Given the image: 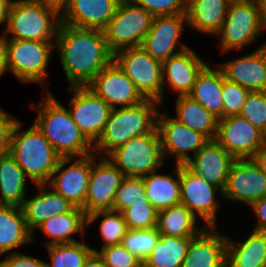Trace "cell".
<instances>
[{
	"instance_id": "41",
	"label": "cell",
	"mask_w": 266,
	"mask_h": 267,
	"mask_svg": "<svg viewBox=\"0 0 266 267\" xmlns=\"http://www.w3.org/2000/svg\"><path fill=\"white\" fill-rule=\"evenodd\" d=\"M239 115L266 135V91H250Z\"/></svg>"
},
{
	"instance_id": "20",
	"label": "cell",
	"mask_w": 266,
	"mask_h": 267,
	"mask_svg": "<svg viewBox=\"0 0 266 267\" xmlns=\"http://www.w3.org/2000/svg\"><path fill=\"white\" fill-rule=\"evenodd\" d=\"M234 160L216 139H209L185 166L223 192Z\"/></svg>"
},
{
	"instance_id": "12",
	"label": "cell",
	"mask_w": 266,
	"mask_h": 267,
	"mask_svg": "<svg viewBox=\"0 0 266 267\" xmlns=\"http://www.w3.org/2000/svg\"><path fill=\"white\" fill-rule=\"evenodd\" d=\"M215 139L234 159H253L266 146V135L240 115L220 118Z\"/></svg>"
},
{
	"instance_id": "19",
	"label": "cell",
	"mask_w": 266,
	"mask_h": 267,
	"mask_svg": "<svg viewBox=\"0 0 266 267\" xmlns=\"http://www.w3.org/2000/svg\"><path fill=\"white\" fill-rule=\"evenodd\" d=\"M184 23L187 24L186 14L154 17L141 46L153 59L161 63L167 61L171 56L189 48L186 44L179 42L182 31L185 29ZM177 44H180V50L174 51Z\"/></svg>"
},
{
	"instance_id": "32",
	"label": "cell",
	"mask_w": 266,
	"mask_h": 267,
	"mask_svg": "<svg viewBox=\"0 0 266 267\" xmlns=\"http://www.w3.org/2000/svg\"><path fill=\"white\" fill-rule=\"evenodd\" d=\"M176 119L185 126L198 131L208 139H215L218 133L219 118L206 110L200 103L189 95L177 96Z\"/></svg>"
},
{
	"instance_id": "53",
	"label": "cell",
	"mask_w": 266,
	"mask_h": 267,
	"mask_svg": "<svg viewBox=\"0 0 266 267\" xmlns=\"http://www.w3.org/2000/svg\"><path fill=\"white\" fill-rule=\"evenodd\" d=\"M260 19L264 29H266V0H257Z\"/></svg>"
},
{
	"instance_id": "9",
	"label": "cell",
	"mask_w": 266,
	"mask_h": 267,
	"mask_svg": "<svg viewBox=\"0 0 266 267\" xmlns=\"http://www.w3.org/2000/svg\"><path fill=\"white\" fill-rule=\"evenodd\" d=\"M113 60L132 80L144 98L163 103L162 63L153 59L142 46L119 50Z\"/></svg>"
},
{
	"instance_id": "39",
	"label": "cell",
	"mask_w": 266,
	"mask_h": 267,
	"mask_svg": "<svg viewBox=\"0 0 266 267\" xmlns=\"http://www.w3.org/2000/svg\"><path fill=\"white\" fill-rule=\"evenodd\" d=\"M134 203H149L141 177H124L116 191L114 211L122 212Z\"/></svg>"
},
{
	"instance_id": "42",
	"label": "cell",
	"mask_w": 266,
	"mask_h": 267,
	"mask_svg": "<svg viewBox=\"0 0 266 267\" xmlns=\"http://www.w3.org/2000/svg\"><path fill=\"white\" fill-rule=\"evenodd\" d=\"M249 92L247 88L225 78L222 87L223 118L239 115Z\"/></svg>"
},
{
	"instance_id": "37",
	"label": "cell",
	"mask_w": 266,
	"mask_h": 267,
	"mask_svg": "<svg viewBox=\"0 0 266 267\" xmlns=\"http://www.w3.org/2000/svg\"><path fill=\"white\" fill-rule=\"evenodd\" d=\"M102 216L100 222V233L105 244L102 247L110 245H119L126 234L128 227L122 212L114 210L97 211L87 215V227L98 220Z\"/></svg>"
},
{
	"instance_id": "46",
	"label": "cell",
	"mask_w": 266,
	"mask_h": 267,
	"mask_svg": "<svg viewBox=\"0 0 266 267\" xmlns=\"http://www.w3.org/2000/svg\"><path fill=\"white\" fill-rule=\"evenodd\" d=\"M0 267H48V263L13 251L4 260H1Z\"/></svg>"
},
{
	"instance_id": "31",
	"label": "cell",
	"mask_w": 266,
	"mask_h": 267,
	"mask_svg": "<svg viewBox=\"0 0 266 267\" xmlns=\"http://www.w3.org/2000/svg\"><path fill=\"white\" fill-rule=\"evenodd\" d=\"M87 226V216L84 210L74 207L71 211L58 214L38 226L51 241L46 242V246L52 244L74 243L77 242L71 236L77 232L82 236L85 234Z\"/></svg>"
},
{
	"instance_id": "17",
	"label": "cell",
	"mask_w": 266,
	"mask_h": 267,
	"mask_svg": "<svg viewBox=\"0 0 266 267\" xmlns=\"http://www.w3.org/2000/svg\"><path fill=\"white\" fill-rule=\"evenodd\" d=\"M98 97L111 108L133 106L145 98L135 88L132 80L112 60L87 85Z\"/></svg>"
},
{
	"instance_id": "25",
	"label": "cell",
	"mask_w": 266,
	"mask_h": 267,
	"mask_svg": "<svg viewBox=\"0 0 266 267\" xmlns=\"http://www.w3.org/2000/svg\"><path fill=\"white\" fill-rule=\"evenodd\" d=\"M35 186L40 193L30 199L26 198L21 206L27 226L32 233L45 220L74 208L55 190L48 191L45 188L47 184H35Z\"/></svg>"
},
{
	"instance_id": "4",
	"label": "cell",
	"mask_w": 266,
	"mask_h": 267,
	"mask_svg": "<svg viewBox=\"0 0 266 267\" xmlns=\"http://www.w3.org/2000/svg\"><path fill=\"white\" fill-rule=\"evenodd\" d=\"M21 123L18 121L13 128L9 154L27 178L35 184H47L61 156L34 123L29 130L20 132Z\"/></svg>"
},
{
	"instance_id": "24",
	"label": "cell",
	"mask_w": 266,
	"mask_h": 267,
	"mask_svg": "<svg viewBox=\"0 0 266 267\" xmlns=\"http://www.w3.org/2000/svg\"><path fill=\"white\" fill-rule=\"evenodd\" d=\"M120 0H70L61 22L75 27L104 30Z\"/></svg>"
},
{
	"instance_id": "26",
	"label": "cell",
	"mask_w": 266,
	"mask_h": 267,
	"mask_svg": "<svg viewBox=\"0 0 266 267\" xmlns=\"http://www.w3.org/2000/svg\"><path fill=\"white\" fill-rule=\"evenodd\" d=\"M225 76L221 68L207 64L198 73L189 96L216 117L223 118L222 87Z\"/></svg>"
},
{
	"instance_id": "3",
	"label": "cell",
	"mask_w": 266,
	"mask_h": 267,
	"mask_svg": "<svg viewBox=\"0 0 266 267\" xmlns=\"http://www.w3.org/2000/svg\"><path fill=\"white\" fill-rule=\"evenodd\" d=\"M160 102L145 98L127 107L112 108L102 135L93 145L96 155L107 157L135 136L153 133L157 129V106Z\"/></svg>"
},
{
	"instance_id": "2",
	"label": "cell",
	"mask_w": 266,
	"mask_h": 267,
	"mask_svg": "<svg viewBox=\"0 0 266 267\" xmlns=\"http://www.w3.org/2000/svg\"><path fill=\"white\" fill-rule=\"evenodd\" d=\"M38 107L34 124L61 157H82L92 153L93 145L81 133L68 109L50 92H46ZM36 106V107H35ZM38 108V109H37Z\"/></svg>"
},
{
	"instance_id": "7",
	"label": "cell",
	"mask_w": 266,
	"mask_h": 267,
	"mask_svg": "<svg viewBox=\"0 0 266 267\" xmlns=\"http://www.w3.org/2000/svg\"><path fill=\"white\" fill-rule=\"evenodd\" d=\"M154 16L132 0H120L115 14L103 30L108 49L115 52L141 46Z\"/></svg>"
},
{
	"instance_id": "21",
	"label": "cell",
	"mask_w": 266,
	"mask_h": 267,
	"mask_svg": "<svg viewBox=\"0 0 266 267\" xmlns=\"http://www.w3.org/2000/svg\"><path fill=\"white\" fill-rule=\"evenodd\" d=\"M217 65L227 80L249 91H266V43L252 53Z\"/></svg>"
},
{
	"instance_id": "51",
	"label": "cell",
	"mask_w": 266,
	"mask_h": 267,
	"mask_svg": "<svg viewBox=\"0 0 266 267\" xmlns=\"http://www.w3.org/2000/svg\"><path fill=\"white\" fill-rule=\"evenodd\" d=\"M13 0H0V24L8 22L9 10Z\"/></svg>"
},
{
	"instance_id": "13",
	"label": "cell",
	"mask_w": 266,
	"mask_h": 267,
	"mask_svg": "<svg viewBox=\"0 0 266 267\" xmlns=\"http://www.w3.org/2000/svg\"><path fill=\"white\" fill-rule=\"evenodd\" d=\"M71 161L73 163L67 166L66 164ZM91 169L92 154L79 157L77 160L75 157H61L47 186L61 194L74 207L83 208Z\"/></svg>"
},
{
	"instance_id": "6",
	"label": "cell",
	"mask_w": 266,
	"mask_h": 267,
	"mask_svg": "<svg viewBox=\"0 0 266 267\" xmlns=\"http://www.w3.org/2000/svg\"><path fill=\"white\" fill-rule=\"evenodd\" d=\"M107 158L124 177H144L164 164V154L158 130L135 136L112 151Z\"/></svg>"
},
{
	"instance_id": "15",
	"label": "cell",
	"mask_w": 266,
	"mask_h": 267,
	"mask_svg": "<svg viewBox=\"0 0 266 267\" xmlns=\"http://www.w3.org/2000/svg\"><path fill=\"white\" fill-rule=\"evenodd\" d=\"M180 203L204 220L205 227H216V211L218 200L215 193L219 188L209 184L203 177L190 171L185 165H180Z\"/></svg>"
},
{
	"instance_id": "14",
	"label": "cell",
	"mask_w": 266,
	"mask_h": 267,
	"mask_svg": "<svg viewBox=\"0 0 266 267\" xmlns=\"http://www.w3.org/2000/svg\"><path fill=\"white\" fill-rule=\"evenodd\" d=\"M96 156L92 153L88 192L82 208L86 216L97 211L113 210L116 191L124 178L123 173L107 157H101L96 162Z\"/></svg>"
},
{
	"instance_id": "27",
	"label": "cell",
	"mask_w": 266,
	"mask_h": 267,
	"mask_svg": "<svg viewBox=\"0 0 266 267\" xmlns=\"http://www.w3.org/2000/svg\"><path fill=\"white\" fill-rule=\"evenodd\" d=\"M232 0H187V24L205 34H215L226 18Z\"/></svg>"
},
{
	"instance_id": "47",
	"label": "cell",
	"mask_w": 266,
	"mask_h": 267,
	"mask_svg": "<svg viewBox=\"0 0 266 267\" xmlns=\"http://www.w3.org/2000/svg\"><path fill=\"white\" fill-rule=\"evenodd\" d=\"M251 209L257 217L258 223L254 230L266 233V197L256 201Z\"/></svg>"
},
{
	"instance_id": "1",
	"label": "cell",
	"mask_w": 266,
	"mask_h": 267,
	"mask_svg": "<svg viewBox=\"0 0 266 267\" xmlns=\"http://www.w3.org/2000/svg\"><path fill=\"white\" fill-rule=\"evenodd\" d=\"M54 41L70 87L86 86L113 60L102 30L60 22Z\"/></svg>"
},
{
	"instance_id": "50",
	"label": "cell",
	"mask_w": 266,
	"mask_h": 267,
	"mask_svg": "<svg viewBox=\"0 0 266 267\" xmlns=\"http://www.w3.org/2000/svg\"><path fill=\"white\" fill-rule=\"evenodd\" d=\"M82 267H106L103 259L97 252H92Z\"/></svg>"
},
{
	"instance_id": "34",
	"label": "cell",
	"mask_w": 266,
	"mask_h": 267,
	"mask_svg": "<svg viewBox=\"0 0 266 267\" xmlns=\"http://www.w3.org/2000/svg\"><path fill=\"white\" fill-rule=\"evenodd\" d=\"M197 217L182 203L158 211L157 229L161 235L193 238L205 226L196 227Z\"/></svg>"
},
{
	"instance_id": "11",
	"label": "cell",
	"mask_w": 266,
	"mask_h": 267,
	"mask_svg": "<svg viewBox=\"0 0 266 267\" xmlns=\"http://www.w3.org/2000/svg\"><path fill=\"white\" fill-rule=\"evenodd\" d=\"M69 112L86 139L94 145L102 135L112 108L87 86H69Z\"/></svg>"
},
{
	"instance_id": "30",
	"label": "cell",
	"mask_w": 266,
	"mask_h": 267,
	"mask_svg": "<svg viewBox=\"0 0 266 267\" xmlns=\"http://www.w3.org/2000/svg\"><path fill=\"white\" fill-rule=\"evenodd\" d=\"M152 172L142 177L145 195L149 203L157 210L169 208L172 205L180 203V165L176 164L174 174L177 179L172 177V174L162 175Z\"/></svg>"
},
{
	"instance_id": "5",
	"label": "cell",
	"mask_w": 266,
	"mask_h": 267,
	"mask_svg": "<svg viewBox=\"0 0 266 267\" xmlns=\"http://www.w3.org/2000/svg\"><path fill=\"white\" fill-rule=\"evenodd\" d=\"M54 22V23H53ZM61 16L35 0L13 1L4 35L13 39L52 42L56 40Z\"/></svg>"
},
{
	"instance_id": "29",
	"label": "cell",
	"mask_w": 266,
	"mask_h": 267,
	"mask_svg": "<svg viewBox=\"0 0 266 267\" xmlns=\"http://www.w3.org/2000/svg\"><path fill=\"white\" fill-rule=\"evenodd\" d=\"M266 233L253 230L242 243L227 237L226 267H265Z\"/></svg>"
},
{
	"instance_id": "40",
	"label": "cell",
	"mask_w": 266,
	"mask_h": 267,
	"mask_svg": "<svg viewBox=\"0 0 266 267\" xmlns=\"http://www.w3.org/2000/svg\"><path fill=\"white\" fill-rule=\"evenodd\" d=\"M128 229L147 230L157 227L158 211L150 203H134L122 211Z\"/></svg>"
},
{
	"instance_id": "18",
	"label": "cell",
	"mask_w": 266,
	"mask_h": 267,
	"mask_svg": "<svg viewBox=\"0 0 266 267\" xmlns=\"http://www.w3.org/2000/svg\"><path fill=\"white\" fill-rule=\"evenodd\" d=\"M157 130L160 135L164 157L176 156L177 165H185L191 156L189 151H193V156L209 140L202 133L195 131L184 124L178 122L166 113L157 114Z\"/></svg>"
},
{
	"instance_id": "44",
	"label": "cell",
	"mask_w": 266,
	"mask_h": 267,
	"mask_svg": "<svg viewBox=\"0 0 266 267\" xmlns=\"http://www.w3.org/2000/svg\"><path fill=\"white\" fill-rule=\"evenodd\" d=\"M154 17L186 14L187 0H132Z\"/></svg>"
},
{
	"instance_id": "45",
	"label": "cell",
	"mask_w": 266,
	"mask_h": 267,
	"mask_svg": "<svg viewBox=\"0 0 266 267\" xmlns=\"http://www.w3.org/2000/svg\"><path fill=\"white\" fill-rule=\"evenodd\" d=\"M18 122L16 118L11 117L5 110L0 107V153H9L11 136L15 124Z\"/></svg>"
},
{
	"instance_id": "52",
	"label": "cell",
	"mask_w": 266,
	"mask_h": 267,
	"mask_svg": "<svg viewBox=\"0 0 266 267\" xmlns=\"http://www.w3.org/2000/svg\"><path fill=\"white\" fill-rule=\"evenodd\" d=\"M266 176V146L253 158Z\"/></svg>"
},
{
	"instance_id": "23",
	"label": "cell",
	"mask_w": 266,
	"mask_h": 267,
	"mask_svg": "<svg viewBox=\"0 0 266 267\" xmlns=\"http://www.w3.org/2000/svg\"><path fill=\"white\" fill-rule=\"evenodd\" d=\"M205 65L206 63L191 48L164 61L162 63L163 98L165 82L176 94H179L178 96L189 95L198 73Z\"/></svg>"
},
{
	"instance_id": "28",
	"label": "cell",
	"mask_w": 266,
	"mask_h": 267,
	"mask_svg": "<svg viewBox=\"0 0 266 267\" xmlns=\"http://www.w3.org/2000/svg\"><path fill=\"white\" fill-rule=\"evenodd\" d=\"M21 207L0 204V256L35 241Z\"/></svg>"
},
{
	"instance_id": "48",
	"label": "cell",
	"mask_w": 266,
	"mask_h": 267,
	"mask_svg": "<svg viewBox=\"0 0 266 267\" xmlns=\"http://www.w3.org/2000/svg\"><path fill=\"white\" fill-rule=\"evenodd\" d=\"M46 7L52 8L55 10L60 16L64 13V11L68 8L70 0H35Z\"/></svg>"
},
{
	"instance_id": "43",
	"label": "cell",
	"mask_w": 266,
	"mask_h": 267,
	"mask_svg": "<svg viewBox=\"0 0 266 267\" xmlns=\"http://www.w3.org/2000/svg\"><path fill=\"white\" fill-rule=\"evenodd\" d=\"M93 251L101 256L106 267H143V262L122 244L102 247L100 252Z\"/></svg>"
},
{
	"instance_id": "8",
	"label": "cell",
	"mask_w": 266,
	"mask_h": 267,
	"mask_svg": "<svg viewBox=\"0 0 266 267\" xmlns=\"http://www.w3.org/2000/svg\"><path fill=\"white\" fill-rule=\"evenodd\" d=\"M7 38L6 70L22 82L44 85L54 42Z\"/></svg>"
},
{
	"instance_id": "35",
	"label": "cell",
	"mask_w": 266,
	"mask_h": 267,
	"mask_svg": "<svg viewBox=\"0 0 266 267\" xmlns=\"http://www.w3.org/2000/svg\"><path fill=\"white\" fill-rule=\"evenodd\" d=\"M191 239L161 235L143 267H182Z\"/></svg>"
},
{
	"instance_id": "22",
	"label": "cell",
	"mask_w": 266,
	"mask_h": 267,
	"mask_svg": "<svg viewBox=\"0 0 266 267\" xmlns=\"http://www.w3.org/2000/svg\"><path fill=\"white\" fill-rule=\"evenodd\" d=\"M215 228L205 227L190 240L182 267H226L227 236Z\"/></svg>"
},
{
	"instance_id": "33",
	"label": "cell",
	"mask_w": 266,
	"mask_h": 267,
	"mask_svg": "<svg viewBox=\"0 0 266 267\" xmlns=\"http://www.w3.org/2000/svg\"><path fill=\"white\" fill-rule=\"evenodd\" d=\"M26 180L24 171L15 159L5 153L0 156V204L21 207L26 199Z\"/></svg>"
},
{
	"instance_id": "49",
	"label": "cell",
	"mask_w": 266,
	"mask_h": 267,
	"mask_svg": "<svg viewBox=\"0 0 266 267\" xmlns=\"http://www.w3.org/2000/svg\"><path fill=\"white\" fill-rule=\"evenodd\" d=\"M7 38L4 34L0 37V77L6 73Z\"/></svg>"
},
{
	"instance_id": "36",
	"label": "cell",
	"mask_w": 266,
	"mask_h": 267,
	"mask_svg": "<svg viewBox=\"0 0 266 267\" xmlns=\"http://www.w3.org/2000/svg\"><path fill=\"white\" fill-rule=\"evenodd\" d=\"M51 259L48 267H82L93 252L84 242L52 244L46 246Z\"/></svg>"
},
{
	"instance_id": "10",
	"label": "cell",
	"mask_w": 266,
	"mask_h": 267,
	"mask_svg": "<svg viewBox=\"0 0 266 267\" xmlns=\"http://www.w3.org/2000/svg\"><path fill=\"white\" fill-rule=\"evenodd\" d=\"M264 30L255 0H232L222 23L216 33L220 36L223 53L249 45Z\"/></svg>"
},
{
	"instance_id": "16",
	"label": "cell",
	"mask_w": 266,
	"mask_h": 267,
	"mask_svg": "<svg viewBox=\"0 0 266 267\" xmlns=\"http://www.w3.org/2000/svg\"><path fill=\"white\" fill-rule=\"evenodd\" d=\"M222 196L249 206L266 197V176L254 159L234 160Z\"/></svg>"
},
{
	"instance_id": "38",
	"label": "cell",
	"mask_w": 266,
	"mask_h": 267,
	"mask_svg": "<svg viewBox=\"0 0 266 267\" xmlns=\"http://www.w3.org/2000/svg\"><path fill=\"white\" fill-rule=\"evenodd\" d=\"M161 234L157 228L147 230L128 229L121 244L142 262L152 252Z\"/></svg>"
}]
</instances>
